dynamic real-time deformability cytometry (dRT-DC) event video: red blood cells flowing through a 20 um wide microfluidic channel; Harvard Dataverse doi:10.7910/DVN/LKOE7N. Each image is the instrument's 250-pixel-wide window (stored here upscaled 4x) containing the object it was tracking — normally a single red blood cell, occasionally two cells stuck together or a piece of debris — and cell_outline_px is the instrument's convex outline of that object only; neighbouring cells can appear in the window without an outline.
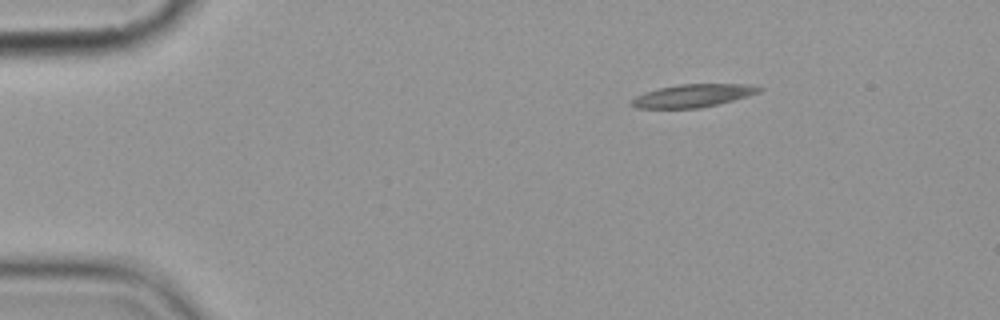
{"species": "common noctule bat (a hibernating species)", "species_latin": "Nyctalus noctula", "temperature_condition": "cold", "stored_images_in_passage": 3, "camera_frame_rate_fps": 3000, "um_per_image_px": 0.085, "animal": {"sex": "female", "body_mass_g": 19.9}, "frame": {"image": 1, "passage_image": 1, "time_ms": 0.0, "image_size_px": [1000, 320], "cell_outline_px": [[764, 88], [760, 92], [748, 96], [700, 108], [636, 108], [628, 104], [636, 96], [660, 88], [680, 84], [748, 84]], "centroid_in_image_um": [58.91, 8.13], "position_along_channel_um": 26.1, "area_um2": 16.82}}